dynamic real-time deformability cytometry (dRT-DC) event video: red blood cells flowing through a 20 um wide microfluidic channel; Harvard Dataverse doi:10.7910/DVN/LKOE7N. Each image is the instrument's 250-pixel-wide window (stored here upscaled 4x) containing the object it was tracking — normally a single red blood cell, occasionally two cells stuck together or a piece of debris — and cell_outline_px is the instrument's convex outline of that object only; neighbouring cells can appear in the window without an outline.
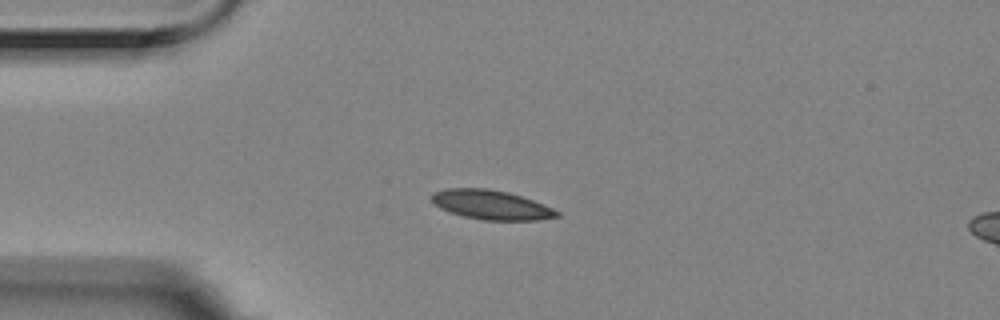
{"species": "Egyptian fruit bat (a non-hibernating species)", "species_latin": "Rousettus aegyptiacus", "temperature_condition": "room temperature", "stored_images_in_passage": 11, "camera_frame_rate_fps": 3000, "um_per_image_px": 0.085, "animal": {"sex": "female"}, "frame": {"image": 1, "passage_image": 2, "time_ms": 0.333, "image_size_px": [1000, 320], "cell_outline_px": [[560, 216], [536, 220], [484, 220], [464, 216], [440, 208], [432, 200], [432, 192], [444, 188], [488, 188], [508, 192], [532, 200], [552, 208], [560, 212]], "centroid_in_image_um": [41.74, 17.4], "position_along_channel_um": 43.3, "area_um2": 21.21}}
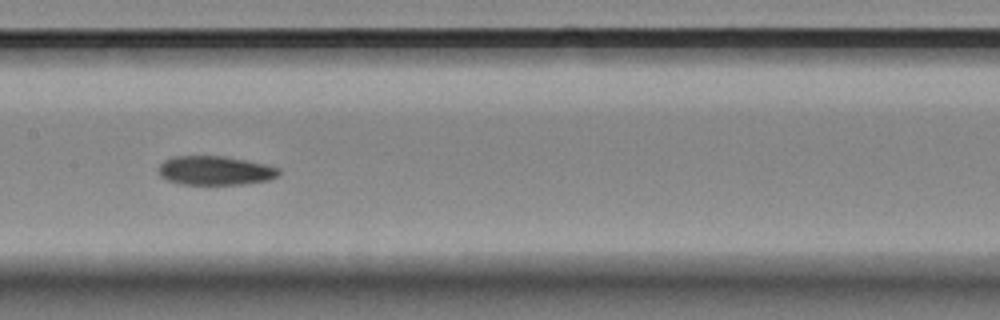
{"frame": {"image": 2, "passage_image": 6, "time_ms": 1.667, "image_size_px": [1000, 320], "cell_outline_px": [[280, 172], [276, 176], [268, 180], [244, 184], [180, 184], [168, 180], [160, 176], [160, 164], [164, 160], [172, 156], [224, 156], [264, 164], [280, 168]], "centroid_in_image_um": [18.27, 14.49], "position_along_channel_um": 189.1, "area_um2": 20.17}}
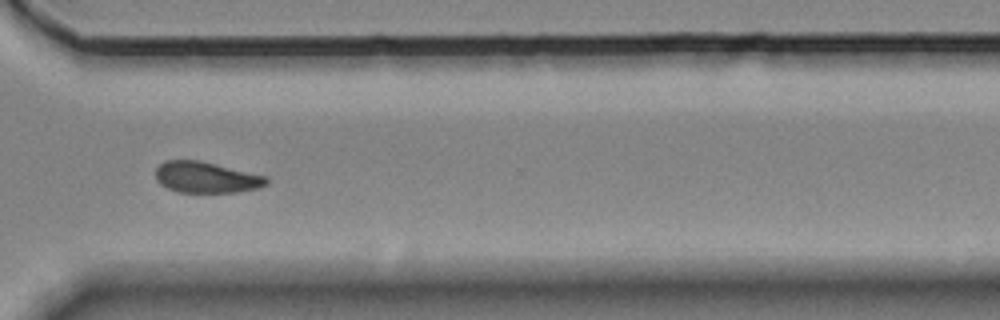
{"frame": {"image": 3, "passage_image": 10, "time_ms": 3.0, "image_size_px": [1000, 320], "cell_outline_px": [[268, 184], [260, 188], [236, 192], [176, 192], [160, 184], [156, 180], [156, 168], [164, 160], [200, 160], [268, 176]], "centroid_in_image_um": [17.54, 15.07], "position_along_channel_um": 353.1, "area_um2": 20.29}}